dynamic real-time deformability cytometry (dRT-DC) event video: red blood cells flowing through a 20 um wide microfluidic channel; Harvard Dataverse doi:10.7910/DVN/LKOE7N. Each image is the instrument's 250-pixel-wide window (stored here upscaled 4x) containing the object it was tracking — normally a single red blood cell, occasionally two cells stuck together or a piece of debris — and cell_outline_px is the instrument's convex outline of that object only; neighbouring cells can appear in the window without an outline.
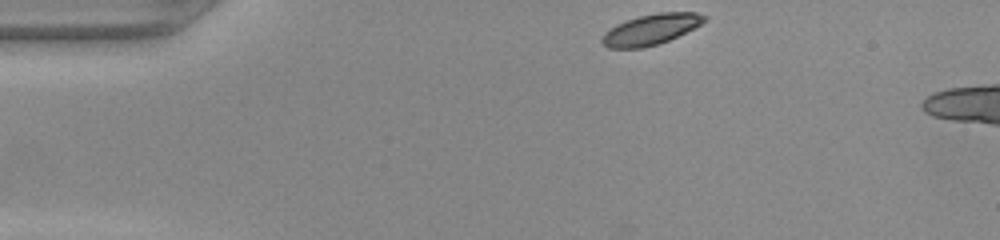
{"species": "common noctule bat (a hibernating species)", "species_latin": "Nyctalus noctula", "temperature_condition": "warm", "stored_images_in_passage": 40, "camera_frame_rate_fps": 3000, "um_per_image_px": 0.085, "animal": {"sex": "female", "body_mass_g": 22.0, "forearm_length_mm": 56.7}, "frame": {"image": 1, "passage_image": 1, "time_ms": 0.0, "image_size_px": [1000, 240], "cell_outline_px": [[708, 20], [668, 40], [644, 48], [608, 48], [600, 40], [604, 32], [616, 24], [640, 16], [660, 12], [696, 12], [708, 16]], "centroid_in_image_um": [55.32, 2.49], "position_along_channel_um": 29.7, "area_um2": 18.03}}
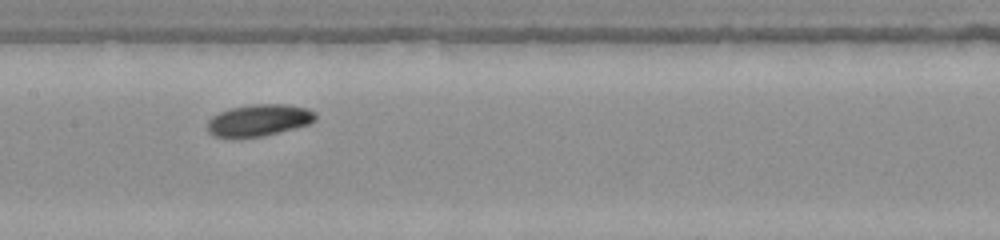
{"frame": {"image": 2, "passage_image": 17, "time_ms": 5.333, "image_size_px": [1000, 240], "cell_outline_px": [[316, 120], [308, 124], [260, 136], [216, 136], [208, 132], [208, 120], [212, 116], [228, 108], [252, 104], [284, 104], [308, 108], [316, 112]], "centroid_in_image_um": [22.02, 10.18], "position_along_channel_um": 185.4, "area_um2": 19.59}}
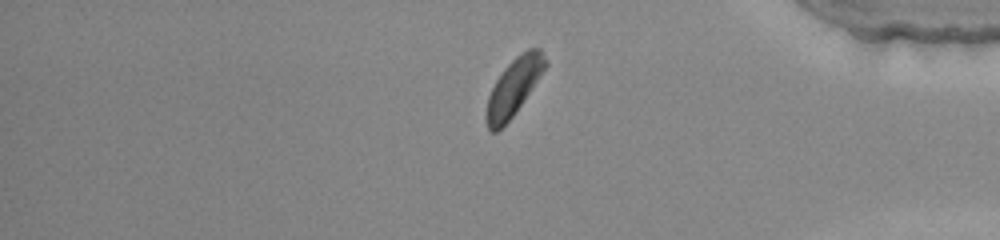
{"frame": {"image": 3, "passage_image": 34, "time_ms": 11.0, "image_size_px": [1000, 240], "cell_outline_px": [[548, 64], [516, 112], [496, 132], [492, 132], [488, 128], [484, 120], [484, 116], [488, 96], [496, 80], [504, 68], [516, 56], [528, 48], [540, 48], [548, 60]], "centroid_in_image_um": [43.66, 7.39], "position_along_channel_um": 391.5, "area_um2": 19.54}}